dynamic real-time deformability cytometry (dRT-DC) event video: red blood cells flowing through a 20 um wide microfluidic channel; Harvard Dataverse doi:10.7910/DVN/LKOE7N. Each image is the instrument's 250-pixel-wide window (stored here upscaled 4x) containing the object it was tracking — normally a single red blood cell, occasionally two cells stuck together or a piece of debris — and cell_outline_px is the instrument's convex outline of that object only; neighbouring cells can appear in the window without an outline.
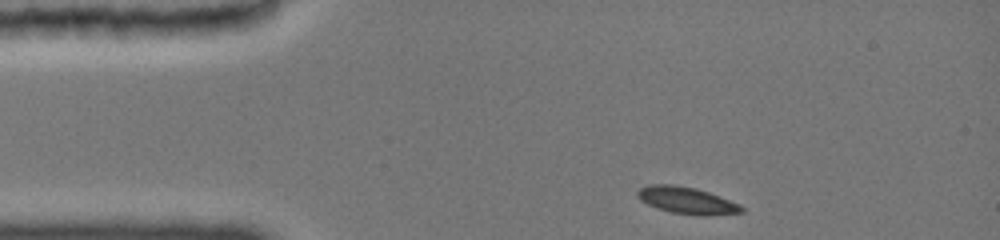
{"species": "common noctule bat (a hibernating species)", "species_latin": "Nyctalus noctula", "temperature_condition": "cold", "stored_images_in_passage": 49, "camera_frame_rate_fps": 3000, "um_per_image_px": 0.085, "animal": {"sex": "female", "body_mass_g": 19.0, "forearm_length_mm": 51.5}, "frame": {"image": 1, "passage_image": 1, "time_ms": 0.0, "image_size_px": [1000, 240], "cell_outline_px": [[744, 212], [708, 216], [700, 216], [672, 212], [648, 204], [640, 200], [636, 196], [636, 192], [640, 188], [648, 184], [672, 184], [696, 188], [708, 192], [740, 204], [744, 208]], "centroid_in_image_um": [58.38, 17.03], "position_along_channel_um": 26.6, "area_um2": 16.3}}
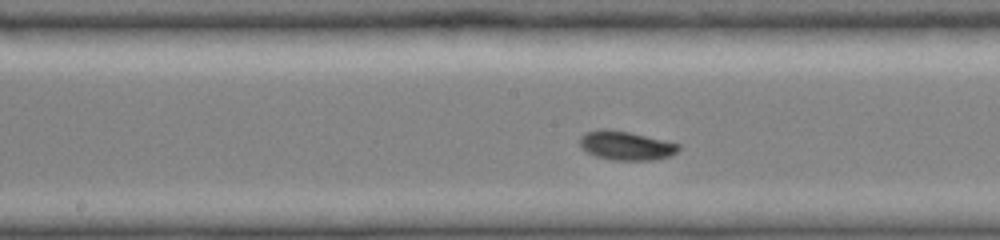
{"frame": {"image": 2, "passage_image": 28, "time_ms": 5.667, "image_size_px": [1000, 240], "cell_outline_px": [[680, 148], [672, 156], [656, 160], [612, 160], [596, 156], [588, 152], [580, 144], [580, 140], [588, 132], [628, 132], [680, 144]], "centroid_in_image_um": [53.33, 12.44], "position_along_channel_um": 194.9, "area_um2": 15.78}}
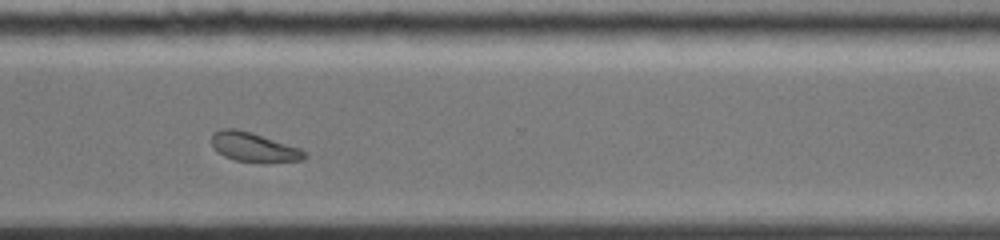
{"frame": {"image": 3, "passage_image": 48, "time_ms": 9.667, "image_size_px": [1000, 240], "cell_outline_px": [[308, 156], [304, 160], [268, 164], [264, 164], [236, 160], [224, 156], [216, 152], [212, 148], [212, 132], [220, 128], [236, 128], [300, 148]], "centroid_in_image_um": [21.56, 12.54], "position_along_channel_um": 349.0, "area_um2": 16.24}}